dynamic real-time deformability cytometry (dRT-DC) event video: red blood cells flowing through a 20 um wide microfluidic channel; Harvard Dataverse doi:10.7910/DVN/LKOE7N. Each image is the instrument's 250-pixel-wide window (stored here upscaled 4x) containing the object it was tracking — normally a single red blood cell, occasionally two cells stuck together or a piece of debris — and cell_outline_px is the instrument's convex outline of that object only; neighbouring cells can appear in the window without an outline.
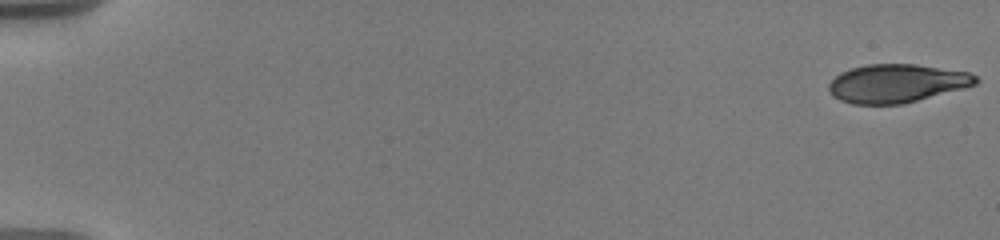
{"species": "human", "species_latin": "Homo sapiens", "temperature_condition": "warm", "stored_images_in_passage": 25, "camera_frame_rate_fps": 3000, "um_per_image_px": 0.085, "donor": {"sex": "male"}, "frame": {"image": 1, "passage_image": 1, "time_ms": 0.0, "image_size_px": [1000, 240], "cell_outline_px": [[980, 80], [976, 84], [964, 88], [904, 104], [852, 104], [840, 100], [832, 96], [828, 88], [828, 84], [840, 72], [852, 68], [868, 64], [916, 64], [968, 72], [976, 76]], "centroid_in_image_um": [76.22, 7.09], "position_along_channel_um": 8.8, "area_um2": 32.95}}
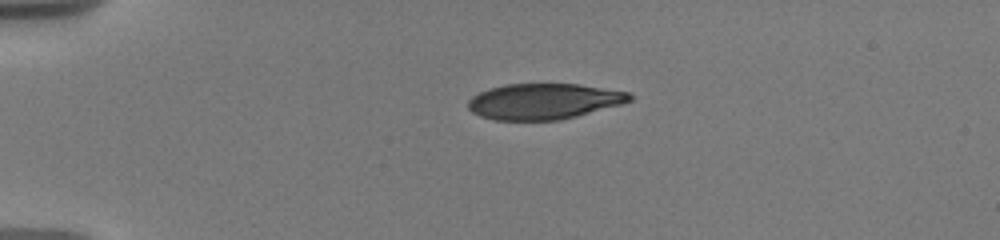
{"frame": {"image": 2, "passage_image": 18, "time_ms": 4.333, "image_size_px": [1000, 240], "cell_outline_px": [[632, 100], [620, 104], [576, 116], [560, 120], [496, 120], [480, 116], [472, 112], [468, 108], [468, 100], [472, 96], [488, 88], [504, 84], [580, 84], [632, 92]], "centroid_in_image_um": [46.22, 8.6], "position_along_channel_um": 38.8, "area_um2": 33.76}}